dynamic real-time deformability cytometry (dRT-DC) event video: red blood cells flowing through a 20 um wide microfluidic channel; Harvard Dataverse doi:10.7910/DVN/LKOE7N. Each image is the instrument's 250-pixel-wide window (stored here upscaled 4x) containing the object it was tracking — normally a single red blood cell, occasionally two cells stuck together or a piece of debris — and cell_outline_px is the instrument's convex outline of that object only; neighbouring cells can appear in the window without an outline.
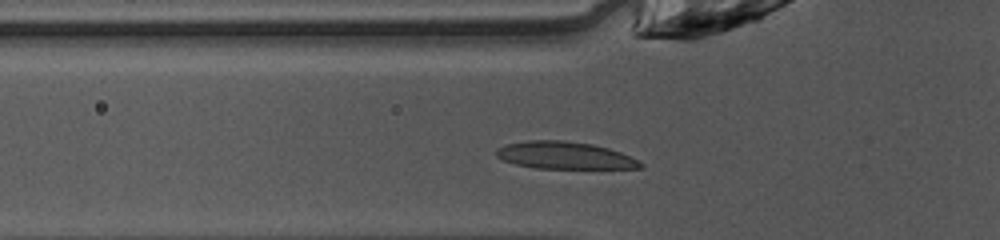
{"species": "common noctule bat (a hibernating species)", "species_latin": "Nyctalus noctula", "temperature_condition": "warm", "stored_images_in_passage": 29, "camera_frame_rate_fps": 3000, "um_per_image_px": 0.085, "animal": {"sex": "female", "body_mass_g": 10.0, "forearm_length_mm": 53.1}, "frame": {"image": 1, "passage_image": 3, "time_ms": 0.667, "image_size_px": [1000, 240], "cell_outline_px": [[644, 168], [536, 168], [516, 164], [504, 160], [496, 156], [496, 148], [508, 144], [528, 140], [564, 140], [592, 144], [608, 148], [620, 152], [644, 164]], "centroid_in_image_um": [47.98, 13.2], "position_along_channel_um": 77.8, "area_um2": 22.66}}
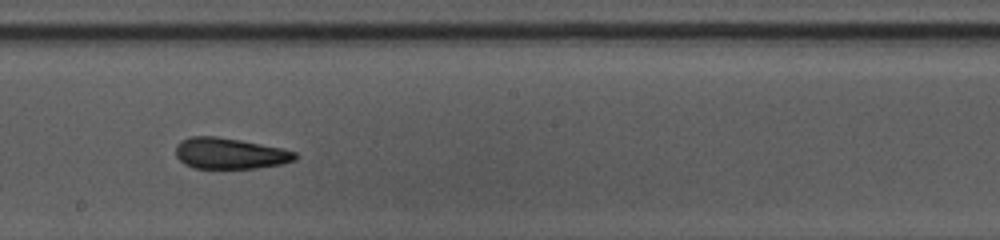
{"frame": {"image": 2, "passage_image": 14, "time_ms": 4.333, "image_size_px": [1000, 240], "cell_outline_px": [[300, 156], [296, 160], [284, 164], [256, 168], [192, 168], [184, 164], [176, 156], [176, 144], [180, 140], [188, 136], [216, 136], [240, 140], [280, 148], [296, 152]], "centroid_in_image_um": [19.53, 13.04], "position_along_channel_um": 228.7, "area_um2": 21.79}}
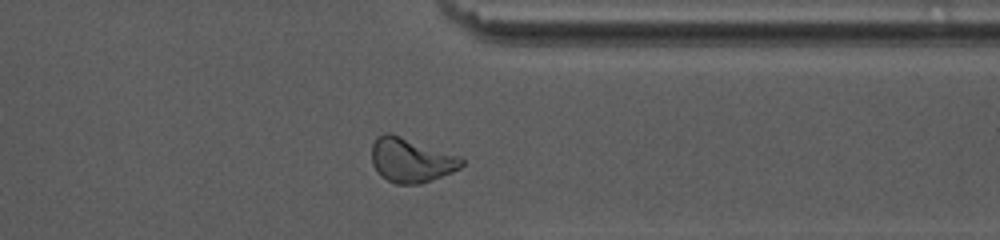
{"frame": {"image": 3, "passage_image": 25, "time_ms": 8.0, "image_size_px": [1000, 240], "cell_outline_px": [[464, 164], [460, 168], [452, 172], [420, 184], [396, 184], [380, 176], [376, 172], [372, 164], [372, 144], [376, 136], [384, 132], [392, 132], [464, 156]], "centroid_in_image_um": [34.96, 13.57], "position_along_channel_um": 376.4, "area_um2": 24.04}, "authors_computed_cell_mechanics": {"area_um2": 22.1952, "velocity_mm_per_s": 4.0786, "shape_relaxation_time_tau1_ms": 3.4282, "shape_relaxation_time_tau2_ms": 2.6894, "deformation_change_tau1": 0.1475, "deformation_change_tau2": 0.0686}}